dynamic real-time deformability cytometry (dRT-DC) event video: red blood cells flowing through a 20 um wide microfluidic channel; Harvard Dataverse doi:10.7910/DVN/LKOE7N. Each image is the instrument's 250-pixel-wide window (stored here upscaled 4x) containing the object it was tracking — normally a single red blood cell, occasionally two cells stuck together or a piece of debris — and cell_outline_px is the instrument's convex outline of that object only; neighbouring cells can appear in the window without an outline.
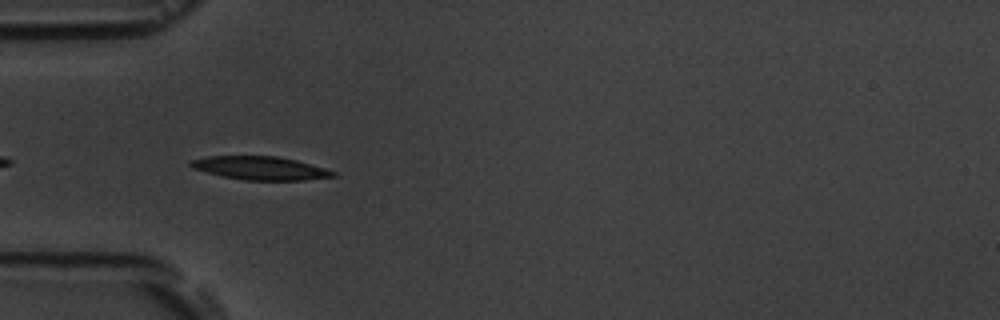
{"species": "common noctule bat (a hibernating species)", "species_latin": "Nyctalus noctula", "temperature_condition": "room temperature", "stored_images_in_passage": 6, "camera_frame_rate_fps": 3000, "um_per_image_px": 0.085, "animal": {"sex": "male", "body_mass_g": 19.5, "forearm_length_mm": 54.6}, "frame": {"image": 1, "passage_image": 5, "time_ms": 5.333, "image_size_px": [1000, 320], "cell_outline_px": [[336, 176], [304, 180], [244, 180], [224, 176], [192, 168], [188, 164], [192, 160], [208, 156], [276, 156], [296, 160], [324, 168], [336, 172]], "centroid_in_image_um": [22.13, 14.29], "position_along_channel_um": 62.9, "area_um2": 19.13}}
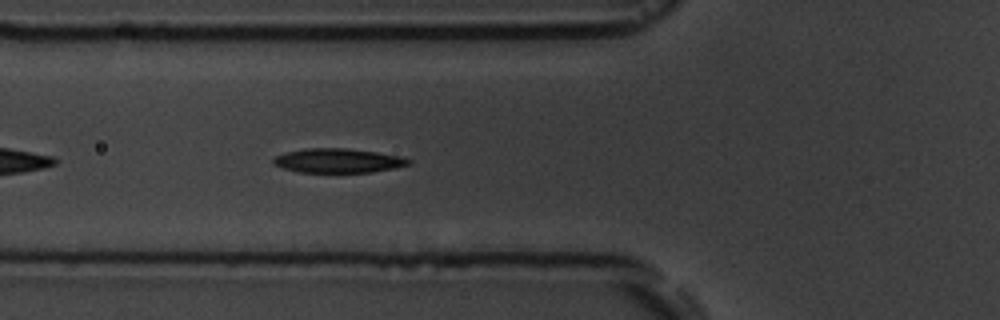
{"frame": {"image": 2, "passage_image": 6, "time_ms": 6.333, "image_size_px": [1000, 320], "cell_outline_px": [[412, 160], [408, 164], [392, 168], [372, 172], [300, 172], [284, 168], [272, 164], [272, 160], [276, 156], [284, 152], [304, 148], [344, 148], [376, 152], [400, 156]], "centroid_in_image_um": [28.68, 13.64], "position_along_channel_um": 97.1, "area_um2": 18.96}}